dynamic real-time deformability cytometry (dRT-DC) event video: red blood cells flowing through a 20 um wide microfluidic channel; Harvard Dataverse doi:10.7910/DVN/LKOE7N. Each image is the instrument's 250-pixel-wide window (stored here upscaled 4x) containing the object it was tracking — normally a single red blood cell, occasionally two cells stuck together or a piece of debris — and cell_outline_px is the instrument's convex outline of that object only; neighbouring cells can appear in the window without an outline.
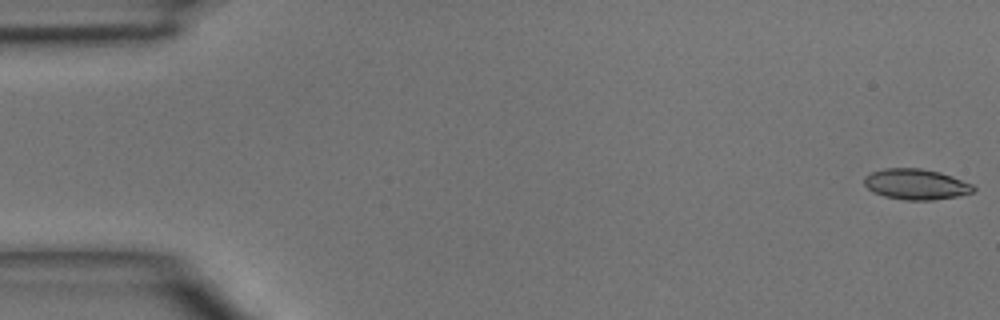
{"species": "common noctule bat (a hibernating species)", "species_latin": "Nyctalus noctula", "temperature_condition": "room temperature", "stored_images_in_passage": 46, "camera_frame_rate_fps": 3000, "um_per_image_px": 0.085, "animal": {"sex": "male", "body_mass_g": 15.6}, "frame": {"image": 1, "passage_image": 1, "time_ms": 0.0, "image_size_px": [1000, 320], "cell_outline_px": [[976, 188], [972, 192], [956, 196], [932, 200], [904, 200], [884, 196], [872, 192], [864, 184], [864, 176], [872, 172], [884, 168], [920, 168], [940, 172], [952, 176], [972, 184]], "centroid_in_image_um": [77.83, 15.66], "position_along_channel_um": 7.2, "area_um2": 19.48}}
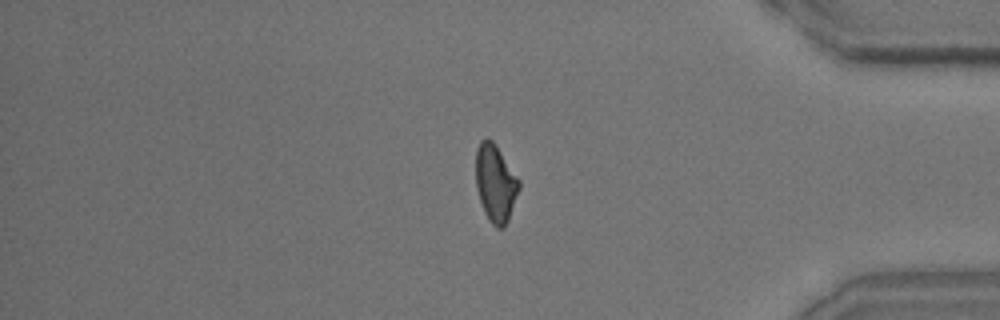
{"frame": {"image": 2, "passage_image": 39, "time_ms": 12.667, "image_size_px": [1000, 320], "cell_outline_px": [[520, 188], [508, 220], [504, 228], [496, 228], [492, 224], [484, 212], [476, 188], [476, 148], [480, 140], [484, 136], [488, 136], [496, 144], [520, 180]], "centroid_in_image_um": [42.11, 15.53], "position_along_channel_um": 393.1, "area_um2": 19.77}}
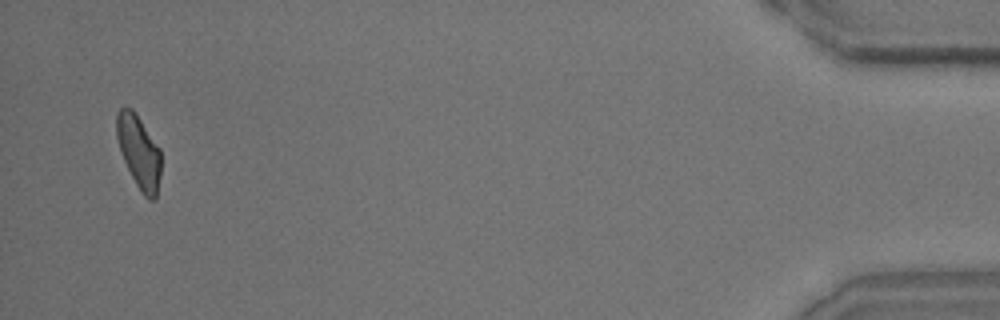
{"frame": {"image": 3, "passage_image": 45, "time_ms": 14.667, "image_size_px": [1000, 320], "cell_outline_px": [[160, 172], [156, 196], [152, 200], [148, 200], [144, 196], [136, 184], [124, 160], [116, 136], [116, 116], [120, 108], [132, 108], [160, 148]], "centroid_in_image_um": [11.8, 12.89], "position_along_channel_um": 423.4, "area_um2": 18.5}}